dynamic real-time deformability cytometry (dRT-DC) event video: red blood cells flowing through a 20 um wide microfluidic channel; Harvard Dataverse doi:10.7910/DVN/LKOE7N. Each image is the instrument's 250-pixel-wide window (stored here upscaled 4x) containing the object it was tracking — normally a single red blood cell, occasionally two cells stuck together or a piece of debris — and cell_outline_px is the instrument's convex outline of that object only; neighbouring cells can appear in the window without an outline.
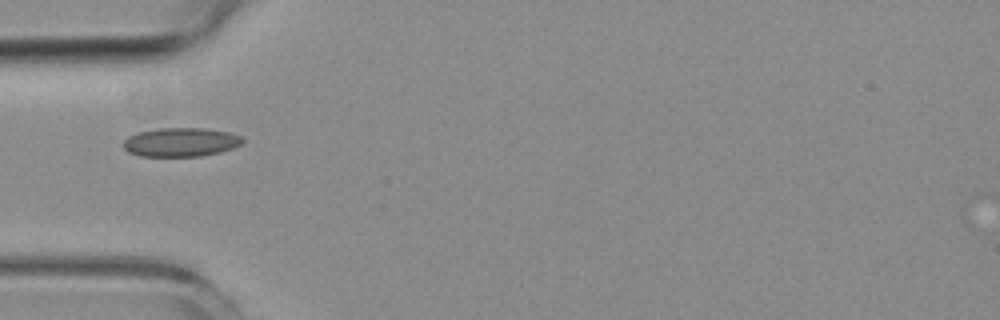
{"species": "common noctule bat (a hibernating species)", "species_latin": "Nyctalus noctula", "temperature_condition": "room temperature", "stored_images_in_passage": 1, "camera_frame_rate_fps": 3000, "um_per_image_px": 0.085, "animal": {"sex": "female", "body_mass_g": 19.3, "forearm_length_mm": 54.1}, "frame": {"image": 1, "passage_image": 1, "time_ms": 0.0, "image_size_px": [1000, 320], "cell_outline_px": [[244, 140], [240, 144], [232, 148], [220, 152], [200, 156], [140, 156], [128, 152], [124, 148], [124, 140], [128, 136], [136, 132], [160, 128], [204, 128], [228, 132], [240, 136]], "centroid_in_image_um": [15.33, 12.08], "position_along_channel_um": 69.7, "area_um2": 20.0}}